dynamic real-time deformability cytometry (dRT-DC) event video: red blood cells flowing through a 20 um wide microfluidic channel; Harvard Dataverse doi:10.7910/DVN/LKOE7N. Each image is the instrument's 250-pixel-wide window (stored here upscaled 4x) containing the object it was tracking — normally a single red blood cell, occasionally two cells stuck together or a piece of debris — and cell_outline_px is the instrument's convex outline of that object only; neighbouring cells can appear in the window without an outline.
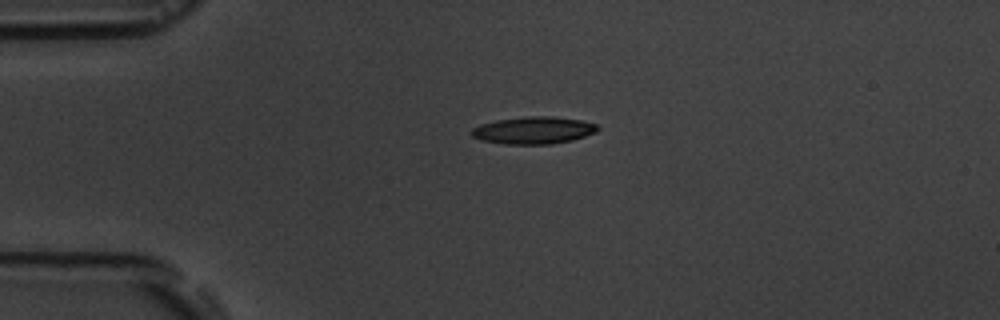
{"species": "common noctule bat (a hibernating species)", "species_latin": "Nyctalus noctula", "temperature_condition": "room temperature", "stored_images_in_passage": 3, "camera_frame_rate_fps": 3000, "um_per_image_px": 0.085, "animal": {"sex": "male", "body_mass_g": 19.5, "forearm_length_mm": 54.6}, "frame": {"image": 1, "passage_image": 1, "time_ms": 0.0, "image_size_px": [1000, 320], "cell_outline_px": [[600, 128], [596, 132], [572, 140], [548, 144], [504, 144], [484, 140], [472, 136], [472, 128], [480, 124], [496, 120], [524, 116], [552, 116], [580, 120], [596, 124]], "centroid_in_image_um": [45.35, 11.06], "position_along_channel_um": 39.6, "area_um2": 19.88}}
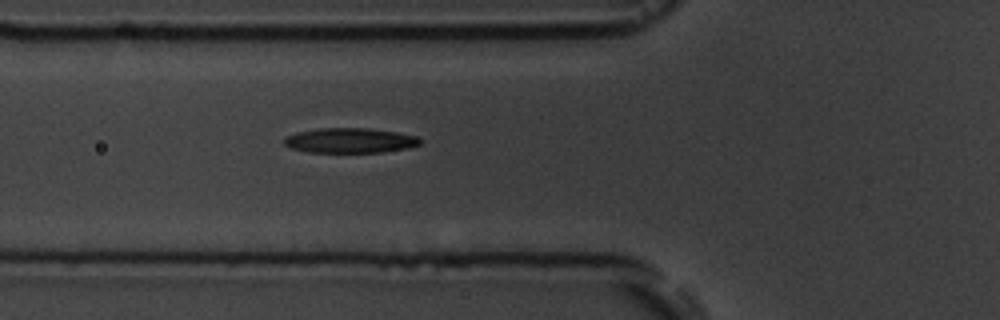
{"frame": {"image": 2, "passage_image": 3, "time_ms": 2.333, "image_size_px": [1000, 320], "cell_outline_px": [[424, 140], [420, 144], [408, 148], [380, 152], [308, 152], [292, 148], [284, 144], [284, 136], [296, 132], [320, 128], [368, 128], [396, 132], [416, 136]], "centroid_in_image_um": [29.75, 11.93], "position_along_channel_um": 96.1, "area_um2": 19.77}}